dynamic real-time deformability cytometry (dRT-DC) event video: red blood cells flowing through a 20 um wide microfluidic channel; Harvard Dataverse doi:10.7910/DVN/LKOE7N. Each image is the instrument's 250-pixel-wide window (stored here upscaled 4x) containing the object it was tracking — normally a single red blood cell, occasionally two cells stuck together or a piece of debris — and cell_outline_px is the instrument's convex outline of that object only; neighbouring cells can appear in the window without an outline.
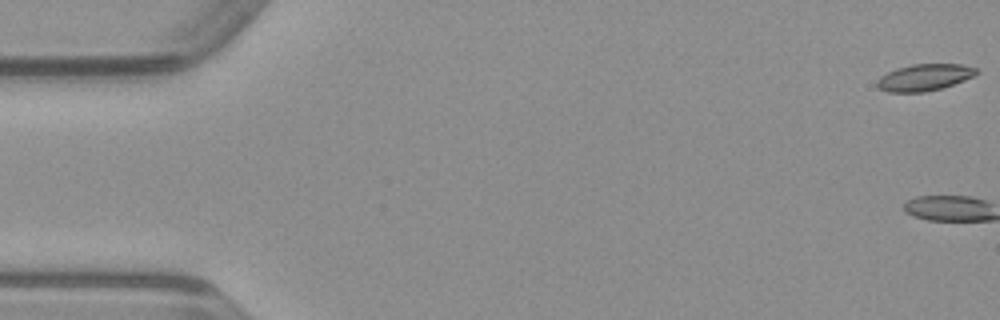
{"species": "common noctule bat (a hibernating species)", "species_latin": "Nyctalus noctula", "temperature_condition": "warm", "stored_images_in_passage": 3, "camera_frame_rate_fps": 3000, "um_per_image_px": 0.085, "animal": {"sex": "male", "body_mass_g": 23.1, "forearm_length_mm": 52.7}, "frame": {"image": 1, "passage_image": 1, "time_ms": 0.0, "image_size_px": [1000, 320], "cell_outline_px": [[980, 72], [964, 80], [940, 88], [924, 92], [888, 92], [880, 88], [876, 84], [876, 80], [880, 76], [896, 68], [912, 64], [964, 64], [976, 68]], "centroid_in_image_um": [78.56, 6.57], "position_along_channel_um": 6.4, "area_um2": 15.37}}